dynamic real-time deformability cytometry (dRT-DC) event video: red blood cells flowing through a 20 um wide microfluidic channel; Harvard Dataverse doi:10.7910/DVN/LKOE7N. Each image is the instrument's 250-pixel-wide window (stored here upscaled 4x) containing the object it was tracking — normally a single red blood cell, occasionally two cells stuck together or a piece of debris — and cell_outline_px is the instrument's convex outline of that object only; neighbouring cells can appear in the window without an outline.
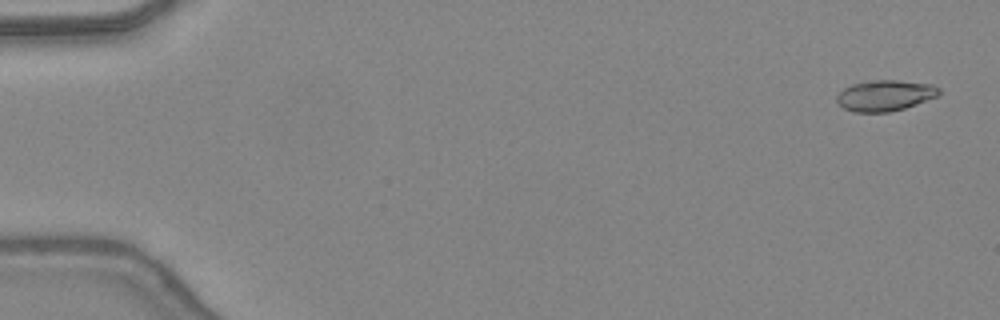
{"species": "common noctule bat (a hibernating species)", "species_latin": "Nyctalus noctula", "temperature_condition": "warm", "stored_images_in_passage": 47, "camera_frame_rate_fps": 3000, "um_per_image_px": 0.085, "animal": {"sex": "female", "body_mass_g": 24.6, "forearm_length_mm": 56.2}, "frame": {"image": 1, "passage_image": 2, "time_ms": 0.333, "image_size_px": [1000, 320], "cell_outline_px": [[940, 92], [936, 96], [916, 104], [904, 108], [888, 112], [856, 112], [844, 108], [836, 104], [836, 96], [844, 88], [852, 84], [876, 80], [896, 80], [932, 84], [940, 88]], "centroid_in_image_um": [75.2, 8.12], "position_along_channel_um": 9.8, "area_um2": 18.26}}
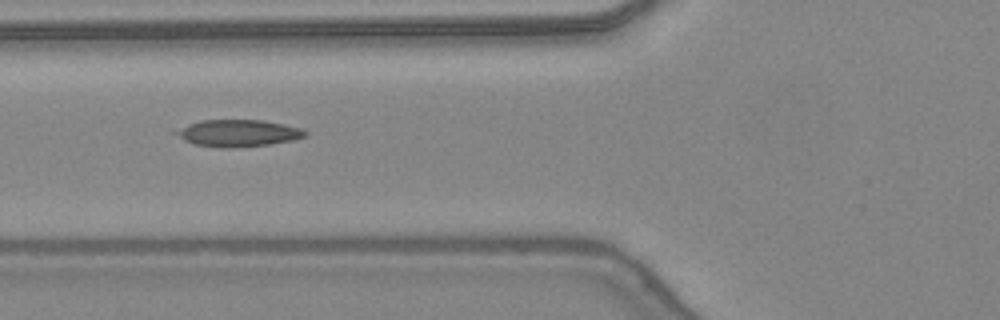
{"frame": {"image": 2, "passage_image": 19, "time_ms": 6.0, "image_size_px": [1000, 320], "cell_outline_px": [[308, 136], [296, 140], [268, 144], [232, 148], [224, 148], [192, 144], [184, 140], [172, 132], [188, 124], [200, 120], [264, 120], [284, 124], [300, 128], [308, 132]], "centroid_in_image_um": [20.26, 11.32], "position_along_channel_um": 105.5, "area_um2": 20.4}}
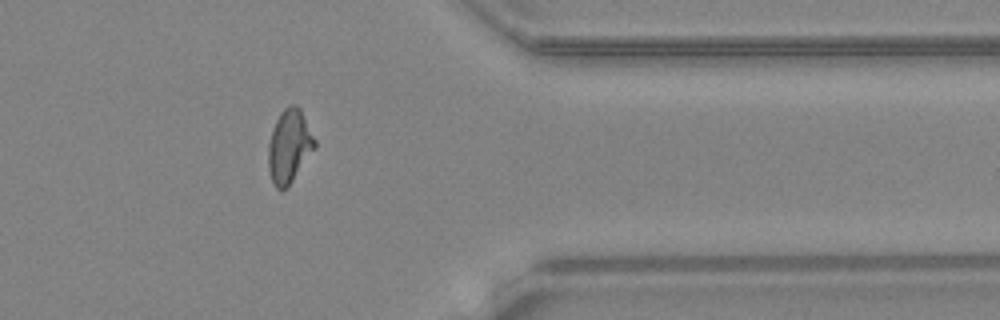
{"frame": {"image": 3, "passage_image": 39, "time_ms": 12.667, "image_size_px": [1000, 320], "cell_outline_px": [[316, 148], [288, 188], [280, 192], [276, 188], [272, 180], [268, 168], [268, 144], [276, 120], [280, 112], [284, 108], [292, 104], [296, 104], [300, 108], [316, 140]], "centroid_in_image_um": [24.6, 12.46], "position_along_channel_um": 386.8, "area_um2": 20.11}, "authors_computed_cell_mechanics": {"area_um2": 19.074, "velocity_mm_per_s": 4.4141, "shape_relaxation_time_tau1_ms": null, "shape_relaxation_time_tau2_ms": 1.2536, "deformation_change_tau1": null, "deformation_change_tau2": 0.0768}}